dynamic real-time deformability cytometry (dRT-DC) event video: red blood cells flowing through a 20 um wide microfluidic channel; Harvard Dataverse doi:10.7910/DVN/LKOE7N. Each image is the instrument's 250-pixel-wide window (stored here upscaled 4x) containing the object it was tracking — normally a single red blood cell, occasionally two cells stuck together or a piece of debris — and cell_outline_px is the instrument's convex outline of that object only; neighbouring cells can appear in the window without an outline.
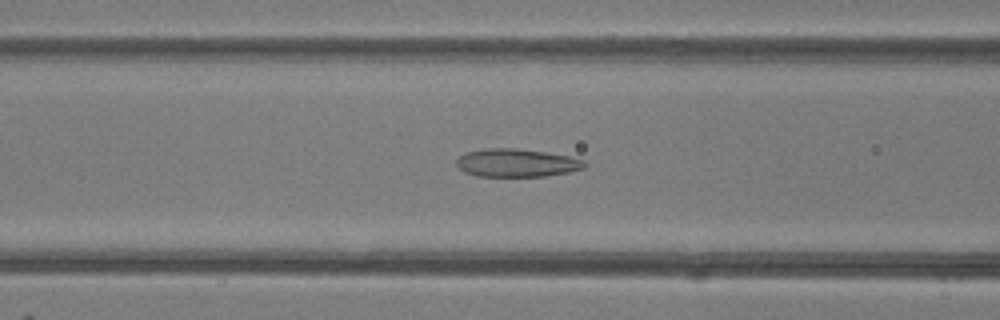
{"species": "common noctule bat (a hibernating species)", "species_latin": "Nyctalus noctula", "temperature_condition": "room temperature", "stored_images_in_passage": 49, "camera_frame_rate_fps": 3000, "um_per_image_px": 0.085, "animal": {"sex": "female"}, "frame": {"image": 1, "passage_image": 20, "time_ms": 6.333, "image_size_px": [1000, 320], "cell_outline_px": [[588, 164], [584, 168], [568, 172], [548, 176], [476, 176], [464, 172], [456, 164], [456, 160], [464, 152], [484, 148], [516, 148], [544, 152], [568, 156], [584, 160]], "centroid_in_image_um": [43.9, 13.84], "position_along_channel_um": 122.7, "area_um2": 21.04}}
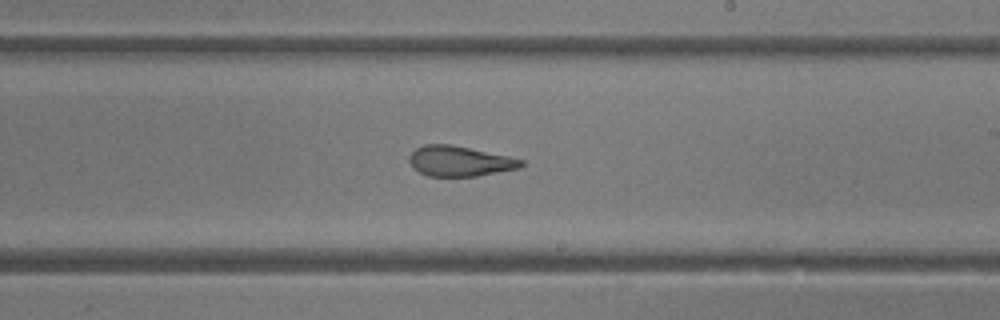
{"frame": {"image": 2, "passage_image": 29, "time_ms": 9.333, "image_size_px": [1000, 320], "cell_outline_px": [[524, 164], [520, 168], [476, 176], [428, 176], [420, 172], [408, 160], [408, 156], [416, 148], [424, 144], [452, 144], [508, 156], [524, 160]], "centroid_in_image_um": [39.08, 13.69], "position_along_channel_um": 249.9, "area_um2": 19.65}}
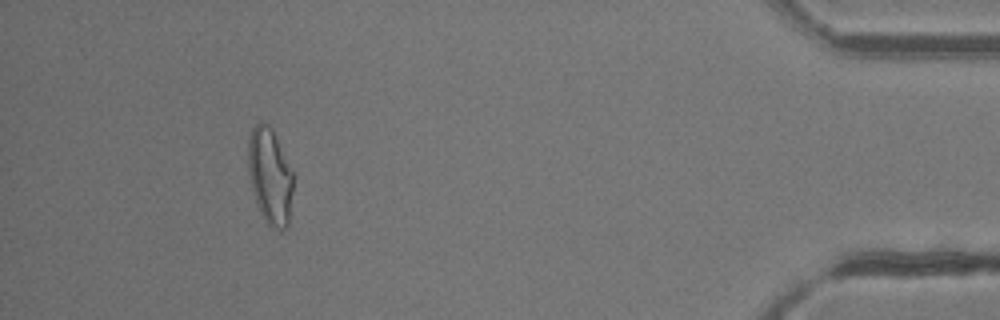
{"frame": {"image": 3, "passage_image": 45, "time_ms": 14.667, "image_size_px": [1000, 320], "cell_outline_px": [[292, 192], [288, 228], [280, 232], [272, 228], [264, 220], [260, 212], [252, 188], [248, 172], [248, 140], [252, 128], [256, 124], [268, 124], [272, 128], [292, 172]], "centroid_in_image_um": [22.94, 15.03], "position_along_channel_um": 412.3, "area_um2": 25.03}, "authors_computed_cell_mechanics": {"area_um2": 23.5824, "velocity_mm_per_s": 4.238, "shape_relaxation_time_tau1_ms": null, "shape_relaxation_time_tau2_ms": 1.7206, "deformation_change_tau1": null, "deformation_change_tau2": 0.0928}}